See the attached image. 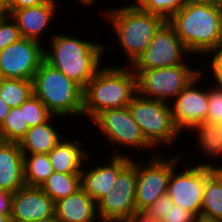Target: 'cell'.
Returning a JSON list of instances; mask_svg holds the SVG:
<instances>
[{"label":"cell","mask_w":222,"mask_h":222,"mask_svg":"<svg viewBox=\"0 0 222 222\" xmlns=\"http://www.w3.org/2000/svg\"><path fill=\"white\" fill-rule=\"evenodd\" d=\"M50 38L51 50L44 49V61L84 89L102 67L105 45L64 33Z\"/></svg>","instance_id":"cell-1"},{"label":"cell","mask_w":222,"mask_h":222,"mask_svg":"<svg viewBox=\"0 0 222 222\" xmlns=\"http://www.w3.org/2000/svg\"><path fill=\"white\" fill-rule=\"evenodd\" d=\"M168 22L191 55L208 56L222 44V11L211 3L183 5Z\"/></svg>","instance_id":"cell-2"},{"label":"cell","mask_w":222,"mask_h":222,"mask_svg":"<svg viewBox=\"0 0 222 222\" xmlns=\"http://www.w3.org/2000/svg\"><path fill=\"white\" fill-rule=\"evenodd\" d=\"M112 66L101 67L83 89L82 115L90 121L105 110L127 107L137 94L132 67Z\"/></svg>","instance_id":"cell-3"},{"label":"cell","mask_w":222,"mask_h":222,"mask_svg":"<svg viewBox=\"0 0 222 222\" xmlns=\"http://www.w3.org/2000/svg\"><path fill=\"white\" fill-rule=\"evenodd\" d=\"M114 8V9H113ZM106 9L103 16L115 30L120 49H124L126 60L131 66L147 49L156 31L165 20L158 15L148 13L138 6H119Z\"/></svg>","instance_id":"cell-4"},{"label":"cell","mask_w":222,"mask_h":222,"mask_svg":"<svg viewBox=\"0 0 222 222\" xmlns=\"http://www.w3.org/2000/svg\"><path fill=\"white\" fill-rule=\"evenodd\" d=\"M32 90L53 116L82 117L83 89L45 61L33 77Z\"/></svg>","instance_id":"cell-5"},{"label":"cell","mask_w":222,"mask_h":222,"mask_svg":"<svg viewBox=\"0 0 222 222\" xmlns=\"http://www.w3.org/2000/svg\"><path fill=\"white\" fill-rule=\"evenodd\" d=\"M128 107L146 141L153 148H158L160 143L172 145L180 137L178 135L181 132L173 122L170 103L136 94Z\"/></svg>","instance_id":"cell-6"},{"label":"cell","mask_w":222,"mask_h":222,"mask_svg":"<svg viewBox=\"0 0 222 222\" xmlns=\"http://www.w3.org/2000/svg\"><path fill=\"white\" fill-rule=\"evenodd\" d=\"M188 65L185 62L177 66L134 71L137 94L144 98L165 103L172 102L190 81L201 72V69L191 68L193 66Z\"/></svg>","instance_id":"cell-7"},{"label":"cell","mask_w":222,"mask_h":222,"mask_svg":"<svg viewBox=\"0 0 222 222\" xmlns=\"http://www.w3.org/2000/svg\"><path fill=\"white\" fill-rule=\"evenodd\" d=\"M181 155L182 153L177 157L174 155V157L167 158L166 156L165 158L163 154L162 157L160 154H153L145 163L137 161V186L135 195L137 212L145 211L160 196L167 194L171 172L178 167L177 164H179Z\"/></svg>","instance_id":"cell-8"},{"label":"cell","mask_w":222,"mask_h":222,"mask_svg":"<svg viewBox=\"0 0 222 222\" xmlns=\"http://www.w3.org/2000/svg\"><path fill=\"white\" fill-rule=\"evenodd\" d=\"M137 160L118 175L112 190L97 202L98 220L127 222L136 212Z\"/></svg>","instance_id":"cell-9"},{"label":"cell","mask_w":222,"mask_h":222,"mask_svg":"<svg viewBox=\"0 0 222 222\" xmlns=\"http://www.w3.org/2000/svg\"><path fill=\"white\" fill-rule=\"evenodd\" d=\"M195 163L198 165L191 163V166L185 167L184 170L179 169L180 172L176 171L179 167H176L171 172L167 194L173 204L198 216L202 211L206 178L213 172L212 167L214 163Z\"/></svg>","instance_id":"cell-10"},{"label":"cell","mask_w":222,"mask_h":222,"mask_svg":"<svg viewBox=\"0 0 222 222\" xmlns=\"http://www.w3.org/2000/svg\"><path fill=\"white\" fill-rule=\"evenodd\" d=\"M190 54L176 34L173 26L165 21L154 34L144 53L131 66L133 71L150 70L184 64Z\"/></svg>","instance_id":"cell-11"},{"label":"cell","mask_w":222,"mask_h":222,"mask_svg":"<svg viewBox=\"0 0 222 222\" xmlns=\"http://www.w3.org/2000/svg\"><path fill=\"white\" fill-rule=\"evenodd\" d=\"M101 131L107 143L120 148L154 149L145 139L129 107L114 108L99 113L92 121ZM109 141V142H108Z\"/></svg>","instance_id":"cell-12"},{"label":"cell","mask_w":222,"mask_h":222,"mask_svg":"<svg viewBox=\"0 0 222 222\" xmlns=\"http://www.w3.org/2000/svg\"><path fill=\"white\" fill-rule=\"evenodd\" d=\"M42 43L21 38L0 51V71L3 78L32 81L44 61Z\"/></svg>","instance_id":"cell-13"},{"label":"cell","mask_w":222,"mask_h":222,"mask_svg":"<svg viewBox=\"0 0 222 222\" xmlns=\"http://www.w3.org/2000/svg\"><path fill=\"white\" fill-rule=\"evenodd\" d=\"M203 71L190 81V83L177 95L173 104H170L173 122L176 128L190 130L198 123L205 122L208 112V89L197 88L202 79ZM197 83V84H196Z\"/></svg>","instance_id":"cell-14"},{"label":"cell","mask_w":222,"mask_h":222,"mask_svg":"<svg viewBox=\"0 0 222 222\" xmlns=\"http://www.w3.org/2000/svg\"><path fill=\"white\" fill-rule=\"evenodd\" d=\"M12 219L55 222V202L40 188L23 186L13 194Z\"/></svg>","instance_id":"cell-15"},{"label":"cell","mask_w":222,"mask_h":222,"mask_svg":"<svg viewBox=\"0 0 222 222\" xmlns=\"http://www.w3.org/2000/svg\"><path fill=\"white\" fill-rule=\"evenodd\" d=\"M111 161L106 165H98L92 169L82 168L81 188L97 203L107 195L117 180L119 173L133 160L128 154L123 155L113 147Z\"/></svg>","instance_id":"cell-16"},{"label":"cell","mask_w":222,"mask_h":222,"mask_svg":"<svg viewBox=\"0 0 222 222\" xmlns=\"http://www.w3.org/2000/svg\"><path fill=\"white\" fill-rule=\"evenodd\" d=\"M57 0H51L49 3L25 7L13 11L10 15L16 21L22 38L32 39L41 43L39 38L48 28L58 6Z\"/></svg>","instance_id":"cell-17"},{"label":"cell","mask_w":222,"mask_h":222,"mask_svg":"<svg viewBox=\"0 0 222 222\" xmlns=\"http://www.w3.org/2000/svg\"><path fill=\"white\" fill-rule=\"evenodd\" d=\"M25 186L24 154L16 142L0 140V189L14 194Z\"/></svg>","instance_id":"cell-18"},{"label":"cell","mask_w":222,"mask_h":222,"mask_svg":"<svg viewBox=\"0 0 222 222\" xmlns=\"http://www.w3.org/2000/svg\"><path fill=\"white\" fill-rule=\"evenodd\" d=\"M96 218L97 203L82 188L55 202V222H96Z\"/></svg>","instance_id":"cell-19"},{"label":"cell","mask_w":222,"mask_h":222,"mask_svg":"<svg viewBox=\"0 0 222 222\" xmlns=\"http://www.w3.org/2000/svg\"><path fill=\"white\" fill-rule=\"evenodd\" d=\"M62 139L48 153L53 170L63 174L81 173L85 161L89 160L91 154L82 149L79 140L64 141L63 137Z\"/></svg>","instance_id":"cell-20"},{"label":"cell","mask_w":222,"mask_h":222,"mask_svg":"<svg viewBox=\"0 0 222 222\" xmlns=\"http://www.w3.org/2000/svg\"><path fill=\"white\" fill-rule=\"evenodd\" d=\"M52 116L47 122L27 130L25 136L18 143L23 153H45L48 154L62 139L57 129L53 126Z\"/></svg>","instance_id":"cell-21"},{"label":"cell","mask_w":222,"mask_h":222,"mask_svg":"<svg viewBox=\"0 0 222 222\" xmlns=\"http://www.w3.org/2000/svg\"><path fill=\"white\" fill-rule=\"evenodd\" d=\"M23 154L25 186L41 187L54 172L49 155L45 153Z\"/></svg>","instance_id":"cell-22"},{"label":"cell","mask_w":222,"mask_h":222,"mask_svg":"<svg viewBox=\"0 0 222 222\" xmlns=\"http://www.w3.org/2000/svg\"><path fill=\"white\" fill-rule=\"evenodd\" d=\"M54 202L75 193L81 188L80 173L53 172L40 187Z\"/></svg>","instance_id":"cell-23"},{"label":"cell","mask_w":222,"mask_h":222,"mask_svg":"<svg viewBox=\"0 0 222 222\" xmlns=\"http://www.w3.org/2000/svg\"><path fill=\"white\" fill-rule=\"evenodd\" d=\"M145 212L162 222H194L196 215L173 204L168 194L160 196Z\"/></svg>","instance_id":"cell-24"},{"label":"cell","mask_w":222,"mask_h":222,"mask_svg":"<svg viewBox=\"0 0 222 222\" xmlns=\"http://www.w3.org/2000/svg\"><path fill=\"white\" fill-rule=\"evenodd\" d=\"M192 130V131H191ZM198 135L199 148L204 150V154L220 159L222 156V129L219 124L201 122L192 127L189 131H194Z\"/></svg>","instance_id":"cell-25"},{"label":"cell","mask_w":222,"mask_h":222,"mask_svg":"<svg viewBox=\"0 0 222 222\" xmlns=\"http://www.w3.org/2000/svg\"><path fill=\"white\" fill-rule=\"evenodd\" d=\"M201 214L222 221V181L214 172L206 178Z\"/></svg>","instance_id":"cell-26"},{"label":"cell","mask_w":222,"mask_h":222,"mask_svg":"<svg viewBox=\"0 0 222 222\" xmlns=\"http://www.w3.org/2000/svg\"><path fill=\"white\" fill-rule=\"evenodd\" d=\"M32 94V81L3 78L0 82V96L10 108L20 107Z\"/></svg>","instance_id":"cell-27"},{"label":"cell","mask_w":222,"mask_h":222,"mask_svg":"<svg viewBox=\"0 0 222 222\" xmlns=\"http://www.w3.org/2000/svg\"><path fill=\"white\" fill-rule=\"evenodd\" d=\"M28 129L29 126L25 120L24 108H11L0 126V140L19 143Z\"/></svg>","instance_id":"cell-28"},{"label":"cell","mask_w":222,"mask_h":222,"mask_svg":"<svg viewBox=\"0 0 222 222\" xmlns=\"http://www.w3.org/2000/svg\"><path fill=\"white\" fill-rule=\"evenodd\" d=\"M20 108H24V116L29 128L44 124L53 116L44 103L33 94L20 105Z\"/></svg>","instance_id":"cell-29"},{"label":"cell","mask_w":222,"mask_h":222,"mask_svg":"<svg viewBox=\"0 0 222 222\" xmlns=\"http://www.w3.org/2000/svg\"><path fill=\"white\" fill-rule=\"evenodd\" d=\"M183 5V0H142L138 7L168 21Z\"/></svg>","instance_id":"cell-30"},{"label":"cell","mask_w":222,"mask_h":222,"mask_svg":"<svg viewBox=\"0 0 222 222\" xmlns=\"http://www.w3.org/2000/svg\"><path fill=\"white\" fill-rule=\"evenodd\" d=\"M213 86L208 90V112L205 122L219 124L222 122V85Z\"/></svg>","instance_id":"cell-31"},{"label":"cell","mask_w":222,"mask_h":222,"mask_svg":"<svg viewBox=\"0 0 222 222\" xmlns=\"http://www.w3.org/2000/svg\"><path fill=\"white\" fill-rule=\"evenodd\" d=\"M22 38L16 21L11 15L0 17V51Z\"/></svg>","instance_id":"cell-32"},{"label":"cell","mask_w":222,"mask_h":222,"mask_svg":"<svg viewBox=\"0 0 222 222\" xmlns=\"http://www.w3.org/2000/svg\"><path fill=\"white\" fill-rule=\"evenodd\" d=\"M213 55L209 60L212 76L214 75L215 84L222 85V44L215 48L210 54Z\"/></svg>","instance_id":"cell-33"},{"label":"cell","mask_w":222,"mask_h":222,"mask_svg":"<svg viewBox=\"0 0 222 222\" xmlns=\"http://www.w3.org/2000/svg\"><path fill=\"white\" fill-rule=\"evenodd\" d=\"M51 0H11L8 9V15L13 11L19 10L25 7H32L36 5H42L49 3Z\"/></svg>","instance_id":"cell-34"},{"label":"cell","mask_w":222,"mask_h":222,"mask_svg":"<svg viewBox=\"0 0 222 222\" xmlns=\"http://www.w3.org/2000/svg\"><path fill=\"white\" fill-rule=\"evenodd\" d=\"M13 194L0 189V214H12Z\"/></svg>","instance_id":"cell-35"},{"label":"cell","mask_w":222,"mask_h":222,"mask_svg":"<svg viewBox=\"0 0 222 222\" xmlns=\"http://www.w3.org/2000/svg\"><path fill=\"white\" fill-rule=\"evenodd\" d=\"M127 222H162V220L150 216L145 211H138Z\"/></svg>","instance_id":"cell-36"},{"label":"cell","mask_w":222,"mask_h":222,"mask_svg":"<svg viewBox=\"0 0 222 222\" xmlns=\"http://www.w3.org/2000/svg\"><path fill=\"white\" fill-rule=\"evenodd\" d=\"M11 108L7 105L6 102L3 101V99L0 96V126L2 125L3 121L5 120V117L9 113Z\"/></svg>","instance_id":"cell-37"},{"label":"cell","mask_w":222,"mask_h":222,"mask_svg":"<svg viewBox=\"0 0 222 222\" xmlns=\"http://www.w3.org/2000/svg\"><path fill=\"white\" fill-rule=\"evenodd\" d=\"M10 1L11 0H0V16L8 15Z\"/></svg>","instance_id":"cell-38"},{"label":"cell","mask_w":222,"mask_h":222,"mask_svg":"<svg viewBox=\"0 0 222 222\" xmlns=\"http://www.w3.org/2000/svg\"><path fill=\"white\" fill-rule=\"evenodd\" d=\"M194 222H222V221L219 219H214L212 217H208V216L200 214L195 217Z\"/></svg>","instance_id":"cell-39"},{"label":"cell","mask_w":222,"mask_h":222,"mask_svg":"<svg viewBox=\"0 0 222 222\" xmlns=\"http://www.w3.org/2000/svg\"><path fill=\"white\" fill-rule=\"evenodd\" d=\"M212 0H183L184 5L196 3H211Z\"/></svg>","instance_id":"cell-40"},{"label":"cell","mask_w":222,"mask_h":222,"mask_svg":"<svg viewBox=\"0 0 222 222\" xmlns=\"http://www.w3.org/2000/svg\"><path fill=\"white\" fill-rule=\"evenodd\" d=\"M213 172L219 177V179L222 181V166H215L212 167Z\"/></svg>","instance_id":"cell-41"},{"label":"cell","mask_w":222,"mask_h":222,"mask_svg":"<svg viewBox=\"0 0 222 222\" xmlns=\"http://www.w3.org/2000/svg\"><path fill=\"white\" fill-rule=\"evenodd\" d=\"M12 219L11 215L0 214V222H10Z\"/></svg>","instance_id":"cell-42"},{"label":"cell","mask_w":222,"mask_h":222,"mask_svg":"<svg viewBox=\"0 0 222 222\" xmlns=\"http://www.w3.org/2000/svg\"><path fill=\"white\" fill-rule=\"evenodd\" d=\"M211 4L222 11V0H212Z\"/></svg>","instance_id":"cell-43"},{"label":"cell","mask_w":222,"mask_h":222,"mask_svg":"<svg viewBox=\"0 0 222 222\" xmlns=\"http://www.w3.org/2000/svg\"><path fill=\"white\" fill-rule=\"evenodd\" d=\"M77 1H79L78 3L79 4H83V5H87V6H90V5H92L93 3H95V1L96 0H77Z\"/></svg>","instance_id":"cell-44"},{"label":"cell","mask_w":222,"mask_h":222,"mask_svg":"<svg viewBox=\"0 0 222 222\" xmlns=\"http://www.w3.org/2000/svg\"><path fill=\"white\" fill-rule=\"evenodd\" d=\"M135 2L134 3H129V6H138L142 0H134Z\"/></svg>","instance_id":"cell-45"},{"label":"cell","mask_w":222,"mask_h":222,"mask_svg":"<svg viewBox=\"0 0 222 222\" xmlns=\"http://www.w3.org/2000/svg\"><path fill=\"white\" fill-rule=\"evenodd\" d=\"M10 222H25V221H19V220H16V219H11Z\"/></svg>","instance_id":"cell-46"},{"label":"cell","mask_w":222,"mask_h":222,"mask_svg":"<svg viewBox=\"0 0 222 222\" xmlns=\"http://www.w3.org/2000/svg\"><path fill=\"white\" fill-rule=\"evenodd\" d=\"M3 77H2V74H1V71H0V82L2 81Z\"/></svg>","instance_id":"cell-47"}]
</instances>
